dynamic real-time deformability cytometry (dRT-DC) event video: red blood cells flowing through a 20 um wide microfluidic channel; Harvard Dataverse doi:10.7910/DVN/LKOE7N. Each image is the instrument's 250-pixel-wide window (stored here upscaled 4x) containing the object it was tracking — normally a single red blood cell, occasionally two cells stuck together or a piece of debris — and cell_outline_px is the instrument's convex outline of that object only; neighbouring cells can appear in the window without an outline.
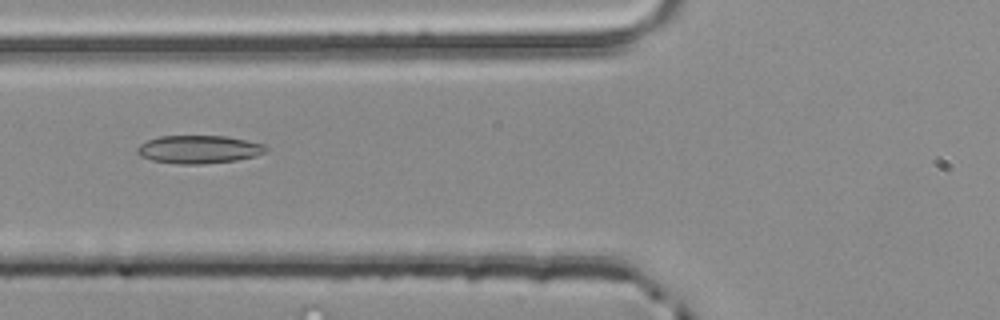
{"species": "common noctule bat (a hibernating species)", "species_latin": "Nyctalus noctula", "temperature_condition": "room temperature", "stored_images_in_passage": 4, "camera_frame_rate_fps": 3000, "um_per_image_px": 0.085, "animal": {"sex": "male", "body_mass_g": 20.4}, "frame": {"image": 1, "passage_image": 4, "time_ms": 1.0, "image_size_px": [1000, 320], "cell_outline_px": [[268, 148], [264, 152], [256, 156], [236, 160], [204, 164], [176, 164], [152, 160], [140, 156], [136, 152], [136, 148], [140, 144], [148, 140], [160, 136], [228, 136], [264, 144]], "centroid_in_image_um": [16.89, 12.7], "position_along_channel_um": 108.9, "area_um2": 21.1}}